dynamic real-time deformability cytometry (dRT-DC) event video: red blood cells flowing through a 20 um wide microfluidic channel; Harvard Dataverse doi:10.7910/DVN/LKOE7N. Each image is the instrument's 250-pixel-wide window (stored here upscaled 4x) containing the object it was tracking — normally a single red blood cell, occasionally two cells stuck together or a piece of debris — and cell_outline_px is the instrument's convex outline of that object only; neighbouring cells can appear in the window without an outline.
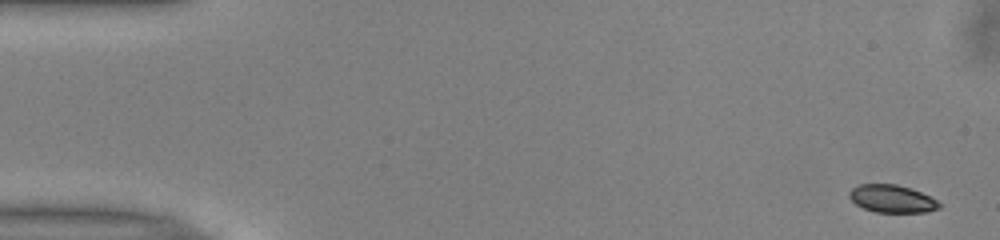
{"species": "common noctule bat (a hibernating species)", "species_latin": "Nyctalus noctula", "temperature_condition": "warm", "stored_images_in_passage": 51, "camera_frame_rate_fps": 3000, "um_per_image_px": 0.085, "animal": {"sex": "male", "body_mass_g": 13.0, "forearm_length_mm": 53.1}, "frame": {"image": 1, "passage_image": 1, "time_ms": 0.0, "image_size_px": [1000, 240], "cell_outline_px": [[940, 208], [928, 212], [876, 212], [864, 208], [856, 204], [848, 196], [848, 192], [852, 188], [860, 184], [896, 184], [920, 192], [936, 200], [940, 204]], "centroid_in_image_um": [75.79, 16.9], "position_along_channel_um": 9.2, "area_um2": 14.33}}
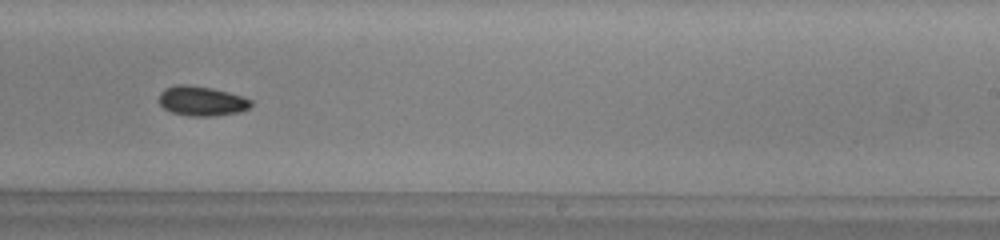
{"frame": {"image": 2, "passage_image": 31, "time_ms": 10.0, "image_size_px": [1000, 240], "cell_outline_px": [[252, 104], [248, 108], [240, 112], [216, 116], [188, 116], [172, 112], [164, 108], [160, 104], [160, 92], [164, 88], [176, 84], [188, 84], [212, 88], [244, 96], [252, 100]], "centroid_in_image_um": [17.15, 8.58], "position_along_channel_um": 271.8, "area_um2": 16.07}}
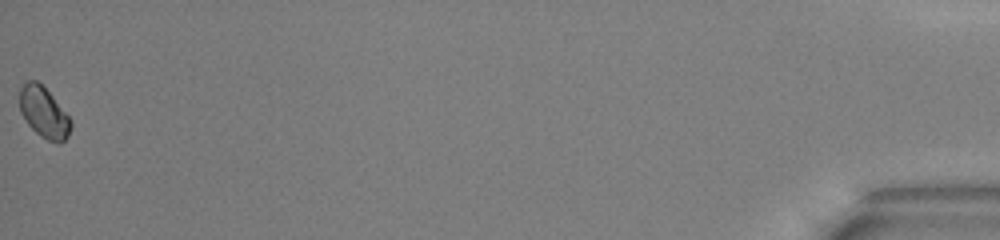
{"frame": {"image": 3, "passage_image": 51, "time_ms": 16.667, "image_size_px": [1000, 240], "cell_outline_px": [[72, 128], [68, 136], [60, 144], [56, 144], [40, 136], [28, 124], [20, 112], [20, 88], [28, 80], [36, 80], [52, 96], [72, 120]], "centroid_in_image_um": [3.75, 9.6], "position_along_channel_um": 431.5, "area_um2": 15.09}, "authors_computed_cell_mechanics": {"area_um2": 15.2592, "velocity_mm_per_s": 3.9754, "shape_relaxation_time_tau1_ms": 2.6999, "shape_relaxation_time_tau2_ms": null, "deformation_change_tau1": 0.0841, "deformation_change_tau2": null}}